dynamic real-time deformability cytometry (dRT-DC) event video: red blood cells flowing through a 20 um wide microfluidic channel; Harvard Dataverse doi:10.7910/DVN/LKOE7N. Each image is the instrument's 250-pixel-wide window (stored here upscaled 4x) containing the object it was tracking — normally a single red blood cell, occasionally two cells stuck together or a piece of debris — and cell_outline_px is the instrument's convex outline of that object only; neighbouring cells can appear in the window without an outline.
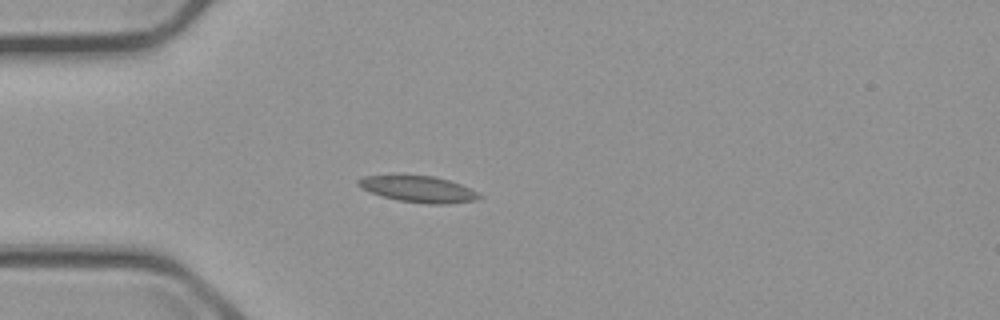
{"species": "common noctule bat (a hibernating species)", "species_latin": "Nyctalus noctula", "temperature_condition": "cold", "stored_images_in_passage": 5, "camera_frame_rate_fps": 3000, "um_per_image_px": 0.085, "animal": {"sex": "male", "body_mass_g": 23.1, "forearm_length_mm": 52.7}, "frame": {"image": 1, "passage_image": 4, "time_ms": 5.0, "image_size_px": [1000, 320], "cell_outline_px": [[484, 196], [476, 200], [448, 204], [428, 204], [396, 200], [360, 188], [356, 184], [356, 180], [364, 176], [432, 176], [448, 180], [460, 184]], "centroid_in_image_um": [35.56, 16.09], "position_along_channel_um": 49.4, "area_um2": 18.26}}